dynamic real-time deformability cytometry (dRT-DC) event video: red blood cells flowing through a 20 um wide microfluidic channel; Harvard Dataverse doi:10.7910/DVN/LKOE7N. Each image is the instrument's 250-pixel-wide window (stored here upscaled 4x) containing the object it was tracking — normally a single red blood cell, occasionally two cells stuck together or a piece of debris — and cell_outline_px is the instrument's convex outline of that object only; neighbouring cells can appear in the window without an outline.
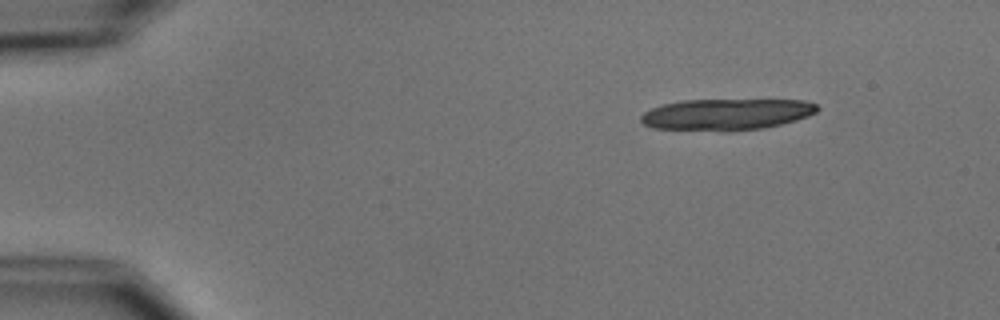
{"species": "common noctule bat (a hibernating species)", "species_latin": "Nyctalus noctula", "temperature_condition": "cold", "stored_images_in_passage": 3, "camera_frame_rate_fps": 3000, "um_per_image_px": 0.085, "animal": {"sex": "male", "body_mass_g": 15.6}, "frame": {"image": 1, "passage_image": 1, "time_ms": 0.0, "image_size_px": [1000, 320], "cell_outline_px": [[820, 108], [816, 112], [808, 116], [796, 120], [764, 128], [728, 132], [652, 128], [644, 124], [640, 120], [640, 116], [644, 112], [652, 108], [664, 104], [680, 100], [804, 100], [816, 104]], "centroid_in_image_um": [61.73, 9.73], "position_along_channel_um": 23.3, "area_um2": 32.54}}